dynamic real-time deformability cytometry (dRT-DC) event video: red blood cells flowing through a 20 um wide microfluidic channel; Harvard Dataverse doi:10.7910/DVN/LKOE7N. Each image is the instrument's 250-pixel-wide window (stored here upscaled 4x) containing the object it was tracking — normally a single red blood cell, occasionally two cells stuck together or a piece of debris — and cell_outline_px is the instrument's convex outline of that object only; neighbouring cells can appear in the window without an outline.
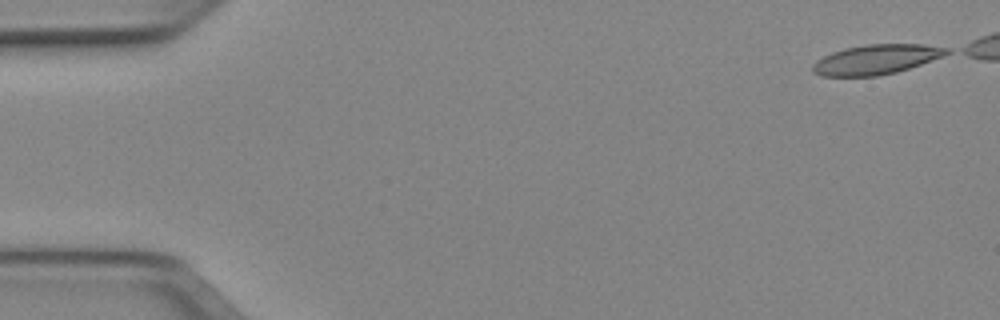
{"species": "Egyptian fruit bat (a non-hibernating species)", "species_latin": "Rousettus aegyptiacus", "temperature_condition": "cold", "stored_images_in_passage": 45, "camera_frame_rate_fps": 3000, "um_per_image_px": 0.085, "animal": {"sex": "female"}, "frame": {"image": 1, "passage_image": 1, "time_ms": 0.0, "image_size_px": [1000, 320], "cell_outline_px": [[952, 52], [920, 64], [896, 72], [876, 76], [820, 76], [812, 72], [812, 64], [816, 60], [832, 52], [844, 48], [868, 44], [924, 44], [952, 48]], "centroid_in_image_um": [74.46, 5.05], "position_along_channel_um": 10.5, "area_um2": 23.24}}
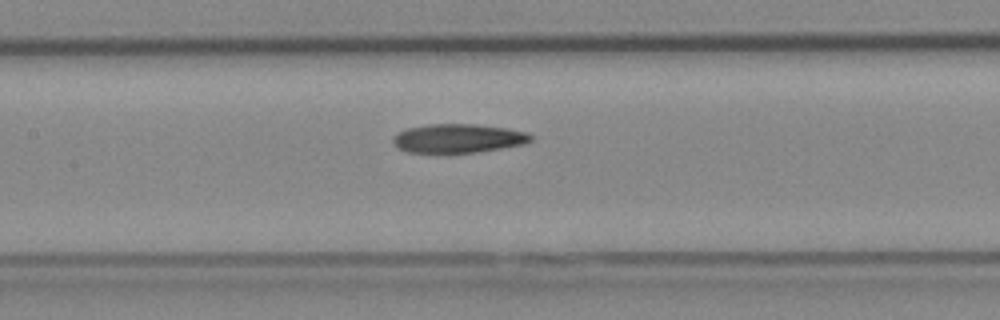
{"frame": {"image": 2, "passage_image": 23, "time_ms": 7.333, "image_size_px": [1000, 320], "cell_outline_px": [[532, 140], [524, 144], [476, 152], [408, 152], [396, 148], [392, 144], [392, 136], [408, 128], [428, 124], [476, 124], [508, 128], [528, 132], [532, 136]], "centroid_in_image_um": [38.93, 11.75], "position_along_channel_um": 168.5, "area_um2": 23.18}}
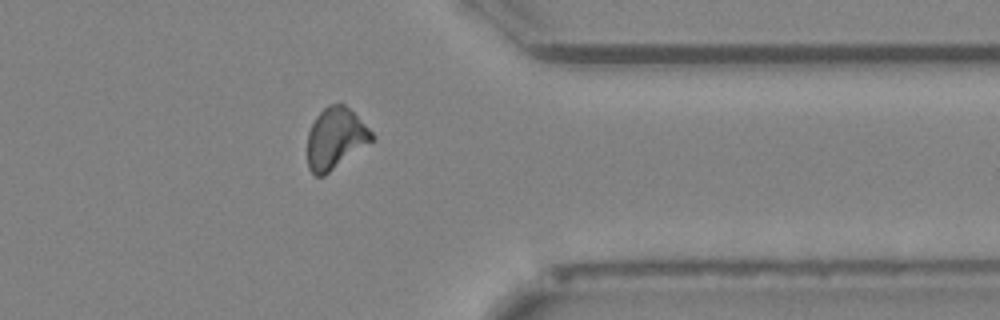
{"frame": {"image": 3, "passage_image": 40, "time_ms": 13.0, "image_size_px": [1000, 320], "cell_outline_px": [[376, 136], [372, 140], [324, 176], [316, 176], [308, 168], [308, 132], [316, 116], [328, 104], [344, 104]], "centroid_in_image_um": [28.48, 11.76], "position_along_channel_um": 382.9, "area_um2": 22.43}}